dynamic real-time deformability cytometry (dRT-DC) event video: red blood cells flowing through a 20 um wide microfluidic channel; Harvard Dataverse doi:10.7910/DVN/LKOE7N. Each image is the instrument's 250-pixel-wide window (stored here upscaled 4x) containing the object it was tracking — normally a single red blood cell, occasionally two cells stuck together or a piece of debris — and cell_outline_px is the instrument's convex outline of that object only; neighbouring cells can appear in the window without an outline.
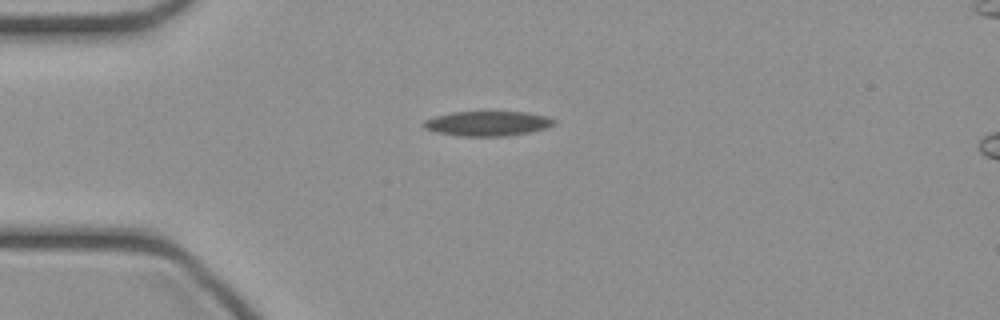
{"species": "common noctule bat (a hibernating species)", "species_latin": "Nyctalus noctula", "temperature_condition": "cold", "stored_images_in_passage": 36, "camera_frame_rate_fps": 3000, "um_per_image_px": 0.085, "animal": {"sex": "female", "body_mass_g": 21.9}, "frame": {"image": 1, "passage_image": 1, "time_ms": 0.0, "image_size_px": [1000, 320], "cell_outline_px": [[556, 124], [548, 128], [528, 132], [504, 136], [460, 136], [436, 132], [424, 128], [420, 124], [424, 120], [436, 116], [452, 112], [524, 112], [548, 116], [556, 120]], "centroid_in_image_um": [41.45, 10.5], "position_along_channel_um": 43.6, "area_um2": 18.9}}
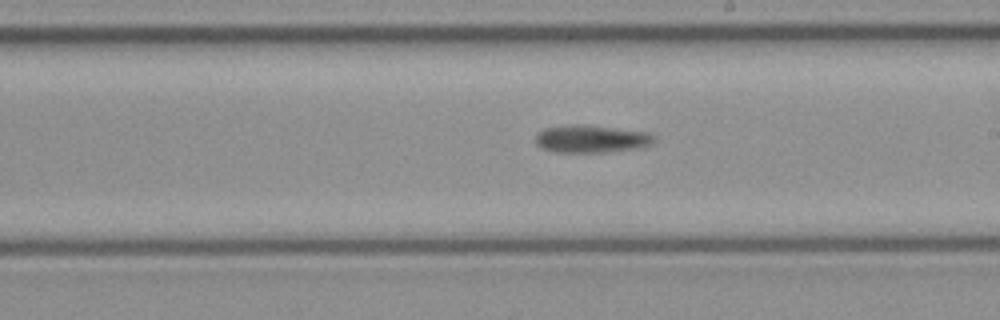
{"frame": {"image": 2, "passage_image": 16, "time_ms": 5.0, "image_size_px": [1000, 320], "cell_outline_px": [[656, 140], [652, 144], [644, 148], [608, 152], [552, 152], [540, 148], [536, 144], [536, 136], [544, 128], [572, 124], [588, 124], [652, 132], [656, 136]], "centroid_in_image_um": [50.35, 11.8], "position_along_channel_um": 238.6, "area_um2": 19.77}}
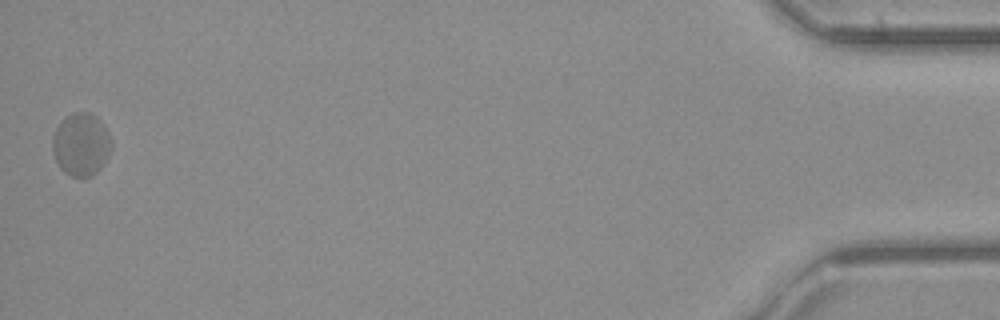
{"frame": {"image": 3, "passage_image": 36, "time_ms": 11.667, "image_size_px": [1000, 320], "cell_outline_px": [[112, 148], [108, 156], [100, 168], [92, 176], [72, 176], [64, 172], [60, 168], [52, 152], [52, 136], [60, 120], [64, 116], [72, 112], [88, 112], [96, 116], [100, 120], [108, 132], [112, 140]], "centroid_in_image_um": [6.88, 12.25], "position_along_channel_um": 428.3, "area_um2": 21.79}}